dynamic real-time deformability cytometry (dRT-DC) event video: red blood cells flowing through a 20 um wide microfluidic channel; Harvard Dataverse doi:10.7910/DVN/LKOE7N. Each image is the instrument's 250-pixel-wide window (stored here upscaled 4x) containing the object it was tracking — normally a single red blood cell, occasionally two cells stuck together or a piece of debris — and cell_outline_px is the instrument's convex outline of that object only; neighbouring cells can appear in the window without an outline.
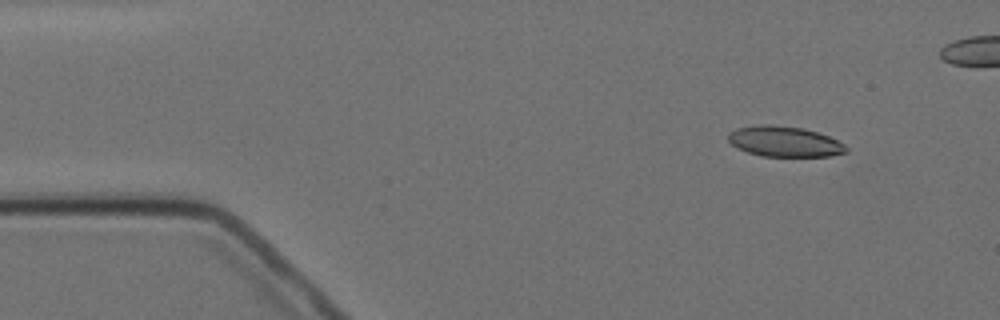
{"species": "Egyptian fruit bat (a non-hibernating species)", "species_latin": "Rousettus aegyptiacus", "temperature_condition": "cold", "stored_images_in_passage": 7, "camera_frame_rate_fps": 3000, "um_per_image_px": 0.085, "animal": {"sex": "female"}, "frame": {"image": 1, "passage_image": 2, "time_ms": 1.0, "image_size_px": [1000, 320], "cell_outline_px": [[848, 152], [832, 156], [760, 156], [736, 148], [728, 140], [728, 132], [736, 128], [760, 124], [772, 124], [804, 128], [828, 136], [844, 144], [848, 148]], "centroid_in_image_um": [66.66, 12.02], "position_along_channel_um": 18.3, "area_um2": 21.1}}
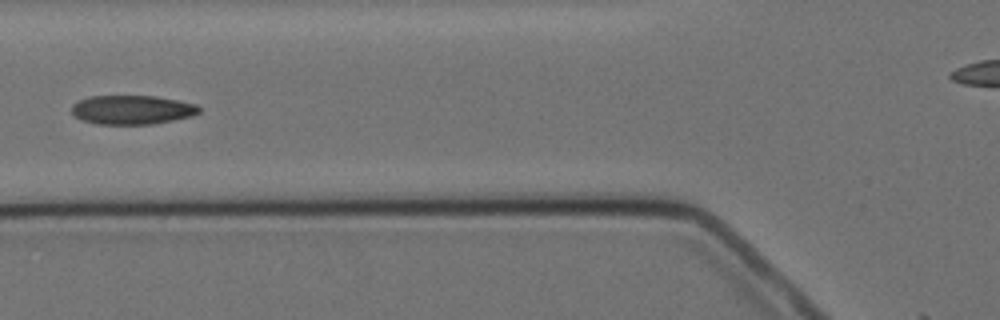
{"frame": {"image": 2, "passage_image": 6, "time_ms": 6.0, "image_size_px": [1000, 320], "cell_outline_px": [[200, 112], [192, 116], [152, 124], [96, 124], [84, 120], [76, 116], [72, 112], [72, 104], [80, 100], [92, 96], [156, 96], [180, 100], [196, 104], [200, 108]], "centroid_in_image_um": [11.26, 9.33], "position_along_channel_um": 114.5, "area_um2": 21.5}}
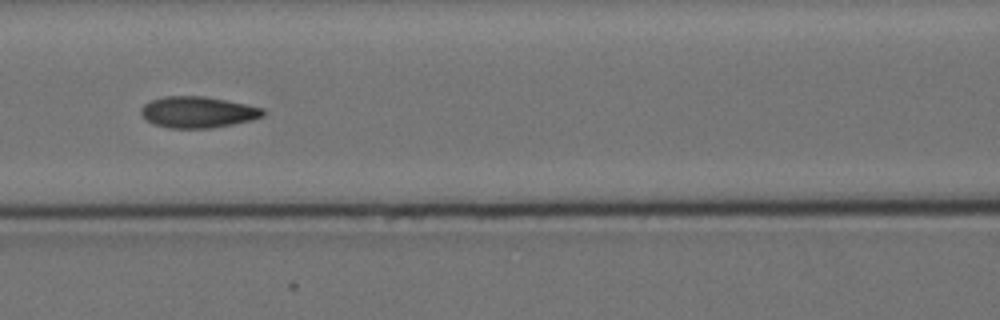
{"frame": {"image": 3, "passage_image": 7, "time_ms": 7.0, "image_size_px": [1000, 320], "cell_outline_px": [[264, 116], [252, 120], [232, 124], [208, 128], [168, 128], [152, 124], [140, 112], [140, 108], [144, 104], [152, 100], [164, 96], [204, 96], [264, 108]], "centroid_in_image_um": [16.8, 9.53], "position_along_channel_um": 149.8, "area_um2": 22.08}}